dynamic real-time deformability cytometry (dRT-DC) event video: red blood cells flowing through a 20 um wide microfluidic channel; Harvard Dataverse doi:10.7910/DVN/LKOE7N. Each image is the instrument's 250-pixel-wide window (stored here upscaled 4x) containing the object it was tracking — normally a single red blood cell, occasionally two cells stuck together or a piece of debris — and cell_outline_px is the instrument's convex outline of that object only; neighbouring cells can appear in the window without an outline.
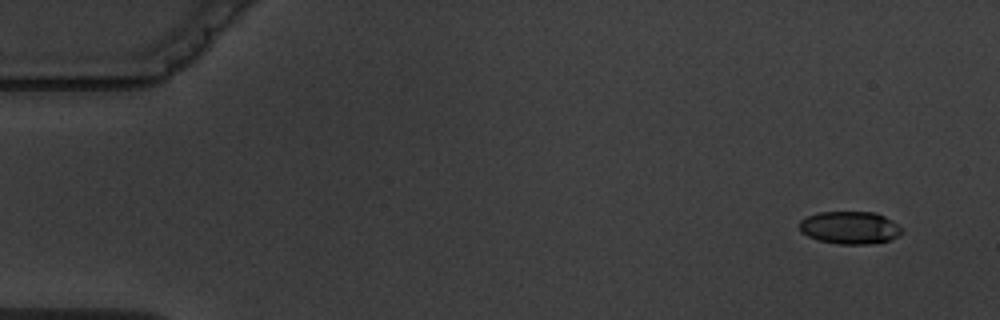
{"species": "common noctule bat (a hibernating species)", "species_latin": "Nyctalus noctula", "temperature_condition": "warm", "stored_images_in_passage": 6, "camera_frame_rate_fps": 3000, "um_per_image_px": 0.085, "animal": {"sex": "male", "body_mass_g": 19.5, "forearm_length_mm": 54.6}, "frame": {"image": 1, "passage_image": 1, "time_ms": 0.0, "image_size_px": [1000, 320], "cell_outline_px": [[904, 232], [888, 240], [868, 244], [840, 244], [816, 240], [800, 232], [800, 220], [808, 216], [820, 212], [876, 212], [892, 220], [904, 228]], "centroid_in_image_um": [72.25, 19.35], "position_along_channel_um": 12.8, "area_um2": 19.54}}
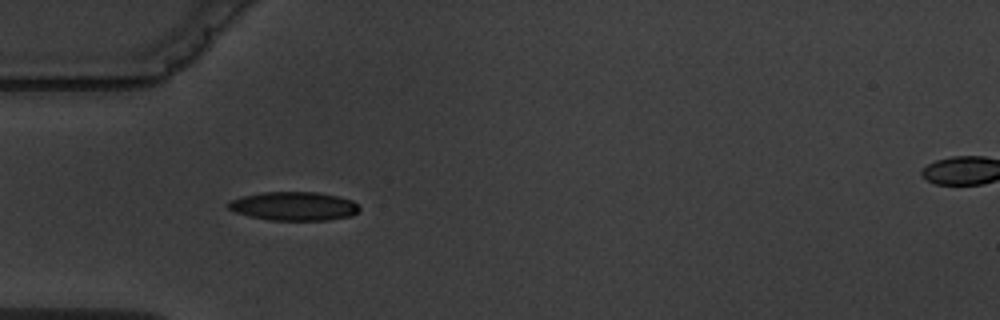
{"frame": {"image": 2, "passage_image": 5, "time_ms": 4.667, "image_size_px": [1000, 320], "cell_outline_px": [[360, 208], [352, 216], [328, 220], [268, 220], [248, 216], [236, 212], [228, 208], [224, 204], [228, 200], [260, 192], [316, 192], [340, 196], [352, 200]], "centroid_in_image_um": [24.94, 17.52], "position_along_channel_um": 60.1, "area_um2": 22.14}}